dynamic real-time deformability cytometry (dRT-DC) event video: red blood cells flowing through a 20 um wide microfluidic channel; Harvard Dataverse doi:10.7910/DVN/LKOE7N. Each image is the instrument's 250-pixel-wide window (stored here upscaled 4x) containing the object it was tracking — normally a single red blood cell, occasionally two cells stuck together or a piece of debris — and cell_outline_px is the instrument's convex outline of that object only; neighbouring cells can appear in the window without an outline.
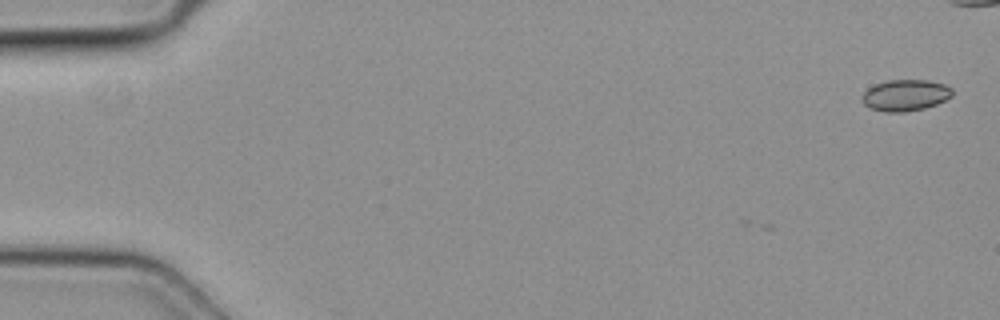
{"species": "common noctule bat (a hibernating species)", "species_latin": "Nyctalus noctula", "temperature_condition": "cold", "stored_images_in_passage": 8, "camera_frame_rate_fps": 3000, "um_per_image_px": 0.085, "animal": {"sex": "female", "body_mass_g": 19.3, "forearm_length_mm": 54.1}, "frame": {"image": 1, "passage_image": 1, "time_ms": 0.0, "image_size_px": [1000, 320], "cell_outline_px": [[952, 96], [936, 104], [924, 108], [904, 112], [884, 112], [868, 108], [860, 100], [860, 96], [868, 88], [876, 84], [888, 80], [928, 80], [944, 84], [952, 88]], "centroid_in_image_um": [76.91, 8.1], "position_along_channel_um": 8.1, "area_um2": 16.59}}
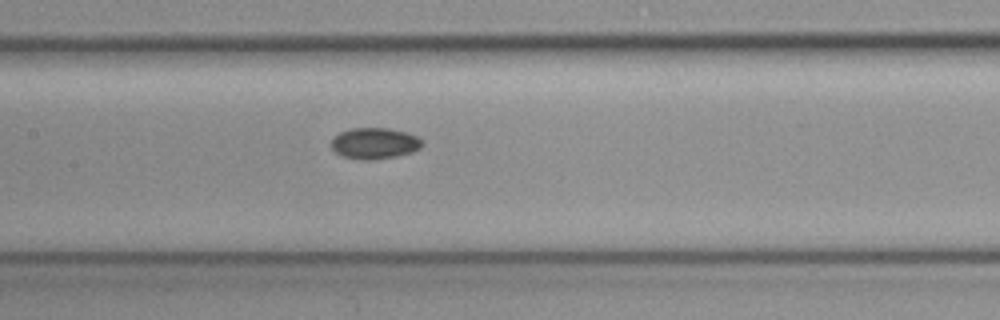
{"frame": {"image": 2, "passage_image": 7, "time_ms": 2.0, "image_size_px": [1000, 320], "cell_outline_px": [[424, 144], [420, 148], [412, 152], [396, 156], [368, 160], [364, 160], [344, 156], [336, 152], [332, 148], [332, 140], [340, 132], [352, 128], [388, 128], [408, 132], [424, 140]], "centroid_in_image_um": [31.89, 12.17], "position_along_channel_um": 175.5, "area_um2": 16.42}}